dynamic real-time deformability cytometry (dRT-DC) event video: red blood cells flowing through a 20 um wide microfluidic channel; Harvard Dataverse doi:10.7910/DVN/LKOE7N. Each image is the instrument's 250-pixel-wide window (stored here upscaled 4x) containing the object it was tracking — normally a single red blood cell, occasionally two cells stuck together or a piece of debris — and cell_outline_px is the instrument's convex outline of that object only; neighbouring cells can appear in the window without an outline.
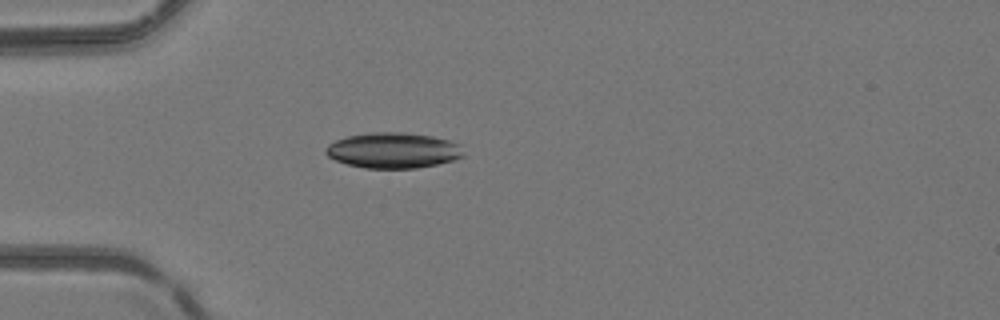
{"species": "common noctule bat (a hibernating species)", "species_latin": "Nyctalus noctula", "temperature_condition": "room temperature", "stored_images_in_passage": 1, "camera_frame_rate_fps": 3000, "um_per_image_px": 0.085, "animal": {"sex": "female", "body_mass_g": 24.6, "forearm_length_mm": 56.2}, "frame": {"image": 1, "passage_image": 1, "time_ms": 0.0, "image_size_px": [1000, 320], "cell_outline_px": [[464, 156], [452, 160], [436, 164], [416, 168], [364, 168], [348, 164], [336, 160], [328, 156], [324, 152], [328, 144], [336, 140], [348, 136], [368, 132], [404, 132], [432, 136], [448, 140], [460, 144]], "centroid_in_image_um": [33.41, 12.77], "position_along_channel_um": 51.6, "area_um2": 28.5}}